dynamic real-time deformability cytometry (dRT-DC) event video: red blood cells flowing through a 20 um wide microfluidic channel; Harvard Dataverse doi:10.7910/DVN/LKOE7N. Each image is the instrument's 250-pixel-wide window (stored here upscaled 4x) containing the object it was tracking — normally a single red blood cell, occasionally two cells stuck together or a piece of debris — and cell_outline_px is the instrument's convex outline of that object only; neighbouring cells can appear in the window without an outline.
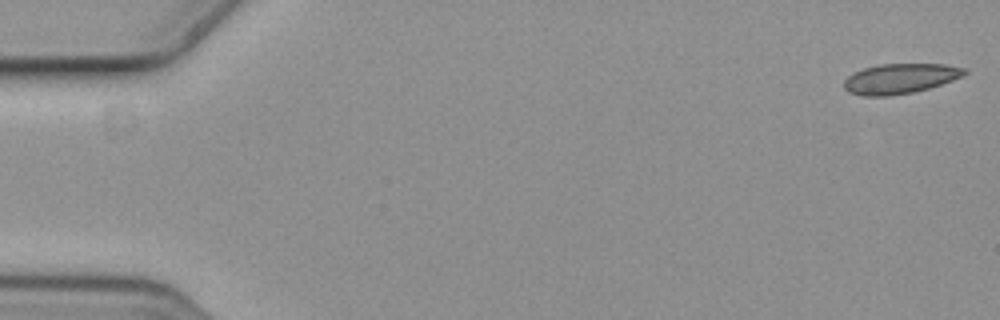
{"species": "common noctule bat (a hibernating species)", "species_latin": "Nyctalus noctula", "temperature_condition": "cold", "stored_images_in_passage": 4, "camera_frame_rate_fps": 3000, "um_per_image_px": 0.085, "animal": {"sex": "female", "body_mass_g": 19.3, "forearm_length_mm": 54.1}, "frame": {"image": 1, "passage_image": 1, "time_ms": 0.0, "image_size_px": [1000, 320], "cell_outline_px": [[968, 72], [952, 80], [928, 88], [912, 92], [888, 96], [860, 96], [848, 92], [844, 88], [844, 80], [852, 72], [864, 68], [880, 64], [944, 64], [964, 68]], "centroid_in_image_um": [76.44, 6.68], "position_along_channel_um": 8.6, "area_um2": 20.98}}